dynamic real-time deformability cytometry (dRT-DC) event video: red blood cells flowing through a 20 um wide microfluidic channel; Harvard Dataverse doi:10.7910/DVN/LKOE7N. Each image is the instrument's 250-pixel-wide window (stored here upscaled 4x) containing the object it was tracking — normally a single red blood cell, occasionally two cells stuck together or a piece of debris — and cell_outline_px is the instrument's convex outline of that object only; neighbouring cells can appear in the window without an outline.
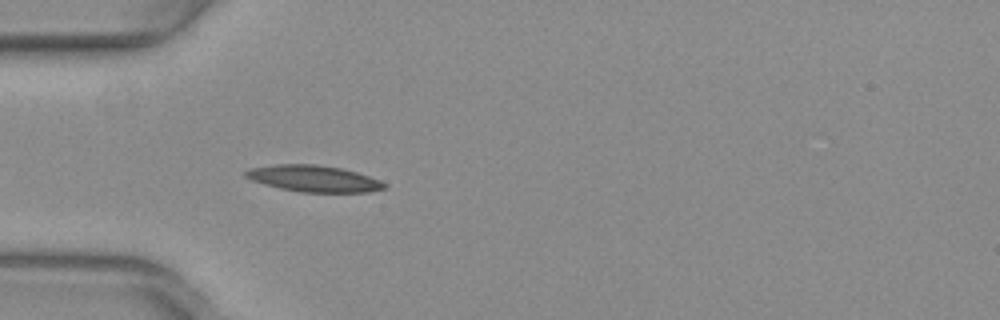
{"species": "common noctule bat (a hibernating species)", "species_latin": "Nyctalus noctula", "temperature_condition": "warm", "stored_images_in_passage": 38, "camera_frame_rate_fps": 3000, "um_per_image_px": 0.085, "animal": {"sex": "female", "body_mass_g": 29.2, "forearm_length_mm": 56.3}, "frame": {"image": 1, "passage_image": 4, "time_ms": 1.0, "image_size_px": [1000, 320], "cell_outline_px": [[388, 188], [368, 192], [300, 192], [280, 188], [264, 184], [252, 180], [244, 176], [244, 172], [248, 168], [276, 164], [316, 164], [340, 168], [356, 172], [380, 180], [388, 184]], "centroid_in_image_um": [26.67, 15.18], "position_along_channel_um": 58.3, "area_um2": 21.44}}
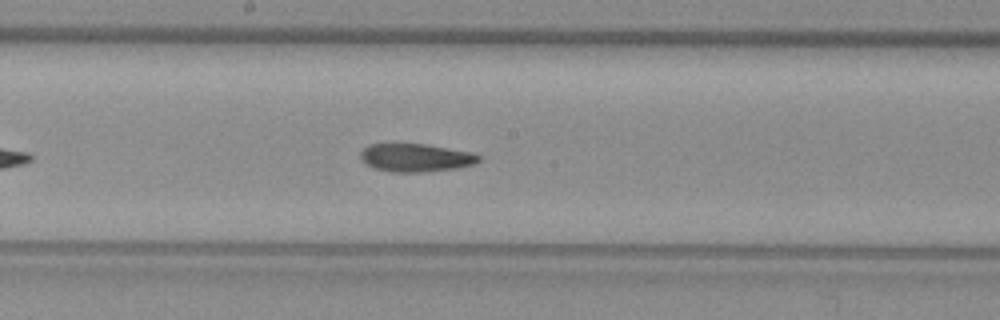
{"frame": {"image": 2, "passage_image": 16, "time_ms": 5.0, "image_size_px": [1000, 320], "cell_outline_px": [[480, 160], [476, 164], [460, 168], [420, 172], [392, 172], [376, 168], [364, 164], [360, 160], [360, 152], [368, 144], [424, 144], [472, 152], [480, 156]], "centroid_in_image_um": [35.34, 13.41], "position_along_channel_um": 212.9, "area_um2": 19.48}}
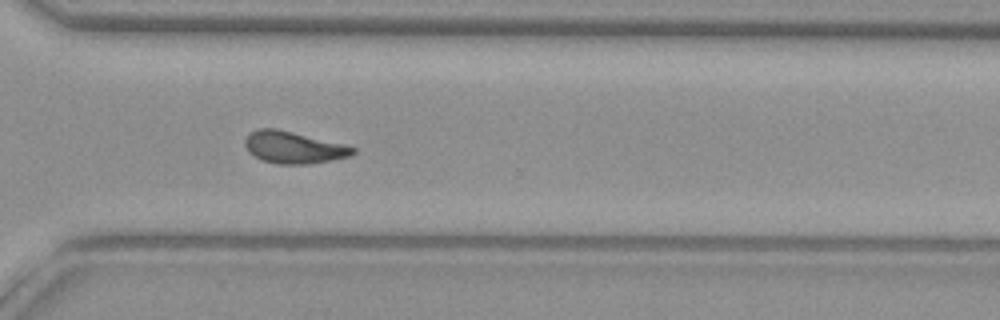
{"frame": {"image": 3, "passage_image": 26, "time_ms": 8.333, "image_size_px": [1000, 320], "cell_outline_px": [[356, 152], [348, 156], [332, 160], [308, 164], [280, 164], [264, 160], [248, 152], [244, 144], [244, 140], [252, 132], [260, 128], [276, 128], [344, 144], [356, 148]], "centroid_in_image_um": [24.96, 12.53], "position_along_channel_um": 345.6, "area_um2": 19.83}, "authors_computed_cell_mechanics": {"area_um2": 19.8543, "velocity_mm_per_s": 3.9897, "shape_relaxation_time_tau1_ms": null, "shape_relaxation_time_tau2_ms": 2.5915, "deformation_change_tau1": null, "deformation_change_tau2": 0.1079}}